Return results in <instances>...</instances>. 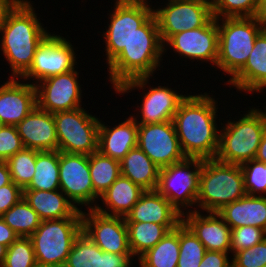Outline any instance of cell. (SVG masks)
I'll list each match as a JSON object with an SVG mask.
<instances>
[{"mask_svg": "<svg viewBox=\"0 0 266 267\" xmlns=\"http://www.w3.org/2000/svg\"><path fill=\"white\" fill-rule=\"evenodd\" d=\"M266 89V87H263V88H261L259 91H258V93H261V92H263V89ZM265 108H264V112H263V110H261V109H259L260 111H261V113L263 114V116H264V119H265V121H266V106H264Z\"/></svg>", "mask_w": 266, "mask_h": 267, "instance_id": "db71d44e", "label": "cell"}, {"mask_svg": "<svg viewBox=\"0 0 266 267\" xmlns=\"http://www.w3.org/2000/svg\"><path fill=\"white\" fill-rule=\"evenodd\" d=\"M31 2L16 0L0 27L1 51L11 67V78L21 79L29 70L38 45L50 33L39 22Z\"/></svg>", "mask_w": 266, "mask_h": 267, "instance_id": "3957f363", "label": "cell"}, {"mask_svg": "<svg viewBox=\"0 0 266 267\" xmlns=\"http://www.w3.org/2000/svg\"><path fill=\"white\" fill-rule=\"evenodd\" d=\"M72 43L66 38L49 33L38 45L29 70L21 77L24 81L36 80L32 84L51 76L74 70L77 65Z\"/></svg>", "mask_w": 266, "mask_h": 267, "instance_id": "8fae6325", "label": "cell"}, {"mask_svg": "<svg viewBox=\"0 0 266 267\" xmlns=\"http://www.w3.org/2000/svg\"><path fill=\"white\" fill-rule=\"evenodd\" d=\"M257 17L266 25V0H259Z\"/></svg>", "mask_w": 266, "mask_h": 267, "instance_id": "f907efd6", "label": "cell"}, {"mask_svg": "<svg viewBox=\"0 0 266 267\" xmlns=\"http://www.w3.org/2000/svg\"><path fill=\"white\" fill-rule=\"evenodd\" d=\"M199 267H232V260L226 252L206 251Z\"/></svg>", "mask_w": 266, "mask_h": 267, "instance_id": "f6af8a7d", "label": "cell"}, {"mask_svg": "<svg viewBox=\"0 0 266 267\" xmlns=\"http://www.w3.org/2000/svg\"><path fill=\"white\" fill-rule=\"evenodd\" d=\"M145 190L129 178L120 175L116 181L99 197L104 206L98 203L97 212L108 216L125 217L138 202Z\"/></svg>", "mask_w": 266, "mask_h": 267, "instance_id": "4316f807", "label": "cell"}, {"mask_svg": "<svg viewBox=\"0 0 266 267\" xmlns=\"http://www.w3.org/2000/svg\"><path fill=\"white\" fill-rule=\"evenodd\" d=\"M129 247L138 258L154 247L170 230L178 225H161L149 222H126Z\"/></svg>", "mask_w": 266, "mask_h": 267, "instance_id": "f1b7e54d", "label": "cell"}, {"mask_svg": "<svg viewBox=\"0 0 266 267\" xmlns=\"http://www.w3.org/2000/svg\"><path fill=\"white\" fill-rule=\"evenodd\" d=\"M232 267H262L266 265V238L258 244L232 256Z\"/></svg>", "mask_w": 266, "mask_h": 267, "instance_id": "60d3db41", "label": "cell"}, {"mask_svg": "<svg viewBox=\"0 0 266 267\" xmlns=\"http://www.w3.org/2000/svg\"><path fill=\"white\" fill-rule=\"evenodd\" d=\"M60 189L59 151H37L35 172L23 190L53 191Z\"/></svg>", "mask_w": 266, "mask_h": 267, "instance_id": "4dcf8cb0", "label": "cell"}, {"mask_svg": "<svg viewBox=\"0 0 266 267\" xmlns=\"http://www.w3.org/2000/svg\"><path fill=\"white\" fill-rule=\"evenodd\" d=\"M164 53L167 47L178 56H184L190 60L206 61L216 65L218 59V23L212 17L204 26L173 35L164 45ZM166 46V47H165ZM166 48V49H165Z\"/></svg>", "mask_w": 266, "mask_h": 267, "instance_id": "e0dca14e", "label": "cell"}, {"mask_svg": "<svg viewBox=\"0 0 266 267\" xmlns=\"http://www.w3.org/2000/svg\"><path fill=\"white\" fill-rule=\"evenodd\" d=\"M16 0H0V27L2 25L5 13Z\"/></svg>", "mask_w": 266, "mask_h": 267, "instance_id": "681fc988", "label": "cell"}, {"mask_svg": "<svg viewBox=\"0 0 266 267\" xmlns=\"http://www.w3.org/2000/svg\"><path fill=\"white\" fill-rule=\"evenodd\" d=\"M246 114L237 121L221 123L218 161L242 165L254 160L266 131V121L259 108H249ZM243 116V117H242ZM223 128V129H222Z\"/></svg>", "mask_w": 266, "mask_h": 267, "instance_id": "8992f818", "label": "cell"}, {"mask_svg": "<svg viewBox=\"0 0 266 267\" xmlns=\"http://www.w3.org/2000/svg\"><path fill=\"white\" fill-rule=\"evenodd\" d=\"M125 221L179 225L182 214L157 190H145Z\"/></svg>", "mask_w": 266, "mask_h": 267, "instance_id": "7402d4cb", "label": "cell"}, {"mask_svg": "<svg viewBox=\"0 0 266 267\" xmlns=\"http://www.w3.org/2000/svg\"><path fill=\"white\" fill-rule=\"evenodd\" d=\"M51 76L37 84V106L49 113L74 110L82 106V90L78 81V71Z\"/></svg>", "mask_w": 266, "mask_h": 267, "instance_id": "9a60e30c", "label": "cell"}, {"mask_svg": "<svg viewBox=\"0 0 266 267\" xmlns=\"http://www.w3.org/2000/svg\"><path fill=\"white\" fill-rule=\"evenodd\" d=\"M89 168L94 189V206L99 197L121 175L120 161L102 155L99 151L89 155Z\"/></svg>", "mask_w": 266, "mask_h": 267, "instance_id": "1f68e13d", "label": "cell"}, {"mask_svg": "<svg viewBox=\"0 0 266 267\" xmlns=\"http://www.w3.org/2000/svg\"><path fill=\"white\" fill-rule=\"evenodd\" d=\"M217 23L216 67L232 79L246 64L258 34L266 25L257 16L221 18L217 19Z\"/></svg>", "mask_w": 266, "mask_h": 267, "instance_id": "5b68a950", "label": "cell"}, {"mask_svg": "<svg viewBox=\"0 0 266 267\" xmlns=\"http://www.w3.org/2000/svg\"><path fill=\"white\" fill-rule=\"evenodd\" d=\"M25 148L37 151L58 150V140L53 114L35 108L16 125Z\"/></svg>", "mask_w": 266, "mask_h": 267, "instance_id": "ffe728a7", "label": "cell"}, {"mask_svg": "<svg viewBox=\"0 0 266 267\" xmlns=\"http://www.w3.org/2000/svg\"><path fill=\"white\" fill-rule=\"evenodd\" d=\"M137 146L160 169L186 158L172 121L138 125Z\"/></svg>", "mask_w": 266, "mask_h": 267, "instance_id": "5bb4252c", "label": "cell"}, {"mask_svg": "<svg viewBox=\"0 0 266 267\" xmlns=\"http://www.w3.org/2000/svg\"><path fill=\"white\" fill-rule=\"evenodd\" d=\"M134 117L131 114L112 128L100 120L98 151L102 155L121 161L131 149L137 147L138 124Z\"/></svg>", "mask_w": 266, "mask_h": 267, "instance_id": "603a6c76", "label": "cell"}, {"mask_svg": "<svg viewBox=\"0 0 266 267\" xmlns=\"http://www.w3.org/2000/svg\"><path fill=\"white\" fill-rule=\"evenodd\" d=\"M240 165L214 159L203 160L196 206L202 211L218 212L225 205L246 195Z\"/></svg>", "mask_w": 266, "mask_h": 267, "instance_id": "277c9868", "label": "cell"}, {"mask_svg": "<svg viewBox=\"0 0 266 267\" xmlns=\"http://www.w3.org/2000/svg\"><path fill=\"white\" fill-rule=\"evenodd\" d=\"M7 247L3 244H0V267L2 266L4 259L6 257Z\"/></svg>", "mask_w": 266, "mask_h": 267, "instance_id": "816d5d0a", "label": "cell"}, {"mask_svg": "<svg viewBox=\"0 0 266 267\" xmlns=\"http://www.w3.org/2000/svg\"><path fill=\"white\" fill-rule=\"evenodd\" d=\"M164 46L159 27L153 14L142 26L136 29L130 42L109 63V81L115 93L127 94L136 88L148 87L149 78L161 65ZM148 83V84H147Z\"/></svg>", "mask_w": 266, "mask_h": 267, "instance_id": "6da1fadb", "label": "cell"}, {"mask_svg": "<svg viewBox=\"0 0 266 267\" xmlns=\"http://www.w3.org/2000/svg\"><path fill=\"white\" fill-rule=\"evenodd\" d=\"M209 94H187L172 119L181 149L188 158L214 159L218 153V101Z\"/></svg>", "mask_w": 266, "mask_h": 267, "instance_id": "7a4b0ae2", "label": "cell"}, {"mask_svg": "<svg viewBox=\"0 0 266 267\" xmlns=\"http://www.w3.org/2000/svg\"><path fill=\"white\" fill-rule=\"evenodd\" d=\"M24 148L16 126L0 125V161L8 160Z\"/></svg>", "mask_w": 266, "mask_h": 267, "instance_id": "b9f144b4", "label": "cell"}, {"mask_svg": "<svg viewBox=\"0 0 266 267\" xmlns=\"http://www.w3.org/2000/svg\"><path fill=\"white\" fill-rule=\"evenodd\" d=\"M255 160L266 163V131L262 136L261 143L259 144Z\"/></svg>", "mask_w": 266, "mask_h": 267, "instance_id": "c3c4849f", "label": "cell"}, {"mask_svg": "<svg viewBox=\"0 0 266 267\" xmlns=\"http://www.w3.org/2000/svg\"><path fill=\"white\" fill-rule=\"evenodd\" d=\"M82 232V218L41 221L30 236L38 267H63Z\"/></svg>", "mask_w": 266, "mask_h": 267, "instance_id": "52a82bcc", "label": "cell"}, {"mask_svg": "<svg viewBox=\"0 0 266 267\" xmlns=\"http://www.w3.org/2000/svg\"><path fill=\"white\" fill-rule=\"evenodd\" d=\"M195 1L204 3V4L208 5L210 8H213L215 3L217 2V0H195Z\"/></svg>", "mask_w": 266, "mask_h": 267, "instance_id": "f5cc1de1", "label": "cell"}, {"mask_svg": "<svg viewBox=\"0 0 266 267\" xmlns=\"http://www.w3.org/2000/svg\"><path fill=\"white\" fill-rule=\"evenodd\" d=\"M23 198L37 212L41 221L82 218V208H76L60 189L23 190Z\"/></svg>", "mask_w": 266, "mask_h": 267, "instance_id": "d4e9b609", "label": "cell"}, {"mask_svg": "<svg viewBox=\"0 0 266 267\" xmlns=\"http://www.w3.org/2000/svg\"><path fill=\"white\" fill-rule=\"evenodd\" d=\"M102 250L82 231L63 267H100Z\"/></svg>", "mask_w": 266, "mask_h": 267, "instance_id": "836d02e7", "label": "cell"}, {"mask_svg": "<svg viewBox=\"0 0 266 267\" xmlns=\"http://www.w3.org/2000/svg\"><path fill=\"white\" fill-rule=\"evenodd\" d=\"M202 164L203 159L186 157L159 170L156 190L181 214L196 206Z\"/></svg>", "mask_w": 266, "mask_h": 267, "instance_id": "9c48e42d", "label": "cell"}, {"mask_svg": "<svg viewBox=\"0 0 266 267\" xmlns=\"http://www.w3.org/2000/svg\"><path fill=\"white\" fill-rule=\"evenodd\" d=\"M266 238V231L254 226L231 229V254L250 248Z\"/></svg>", "mask_w": 266, "mask_h": 267, "instance_id": "ab89813d", "label": "cell"}, {"mask_svg": "<svg viewBox=\"0 0 266 267\" xmlns=\"http://www.w3.org/2000/svg\"><path fill=\"white\" fill-rule=\"evenodd\" d=\"M241 166L245 190L248 195L266 196V168L265 163L254 160ZM263 193V194H262Z\"/></svg>", "mask_w": 266, "mask_h": 267, "instance_id": "f35d334b", "label": "cell"}, {"mask_svg": "<svg viewBox=\"0 0 266 267\" xmlns=\"http://www.w3.org/2000/svg\"><path fill=\"white\" fill-rule=\"evenodd\" d=\"M88 212V213H87ZM82 211V231L104 252L132 254L125 217Z\"/></svg>", "mask_w": 266, "mask_h": 267, "instance_id": "2e32d148", "label": "cell"}, {"mask_svg": "<svg viewBox=\"0 0 266 267\" xmlns=\"http://www.w3.org/2000/svg\"><path fill=\"white\" fill-rule=\"evenodd\" d=\"M37 150L24 148L6 160L11 180L22 189L33 179L35 172Z\"/></svg>", "mask_w": 266, "mask_h": 267, "instance_id": "d590c367", "label": "cell"}, {"mask_svg": "<svg viewBox=\"0 0 266 267\" xmlns=\"http://www.w3.org/2000/svg\"><path fill=\"white\" fill-rule=\"evenodd\" d=\"M172 89L168 86L158 85L157 87L151 86L148 91L146 90L141 100L140 109H138L141 115L134 118L138 125L172 121L181 102L187 97V95Z\"/></svg>", "mask_w": 266, "mask_h": 267, "instance_id": "44dd1931", "label": "cell"}, {"mask_svg": "<svg viewBox=\"0 0 266 267\" xmlns=\"http://www.w3.org/2000/svg\"><path fill=\"white\" fill-rule=\"evenodd\" d=\"M163 45L175 34L204 26L212 8L195 0H168L165 7L153 9Z\"/></svg>", "mask_w": 266, "mask_h": 267, "instance_id": "7c38bea8", "label": "cell"}, {"mask_svg": "<svg viewBox=\"0 0 266 267\" xmlns=\"http://www.w3.org/2000/svg\"><path fill=\"white\" fill-rule=\"evenodd\" d=\"M121 175L144 190H156L160 168L137 146L120 161Z\"/></svg>", "mask_w": 266, "mask_h": 267, "instance_id": "83f0119b", "label": "cell"}, {"mask_svg": "<svg viewBox=\"0 0 266 267\" xmlns=\"http://www.w3.org/2000/svg\"><path fill=\"white\" fill-rule=\"evenodd\" d=\"M18 237L17 233L0 217V244H3L8 248Z\"/></svg>", "mask_w": 266, "mask_h": 267, "instance_id": "bcb514c9", "label": "cell"}, {"mask_svg": "<svg viewBox=\"0 0 266 267\" xmlns=\"http://www.w3.org/2000/svg\"><path fill=\"white\" fill-rule=\"evenodd\" d=\"M132 254H114L102 250L100 267H131Z\"/></svg>", "mask_w": 266, "mask_h": 267, "instance_id": "ee69618b", "label": "cell"}, {"mask_svg": "<svg viewBox=\"0 0 266 267\" xmlns=\"http://www.w3.org/2000/svg\"><path fill=\"white\" fill-rule=\"evenodd\" d=\"M1 267H38L30 237H18L7 248Z\"/></svg>", "mask_w": 266, "mask_h": 267, "instance_id": "8d00e7d4", "label": "cell"}, {"mask_svg": "<svg viewBox=\"0 0 266 267\" xmlns=\"http://www.w3.org/2000/svg\"><path fill=\"white\" fill-rule=\"evenodd\" d=\"M58 151L90 155L98 151L100 119L83 107L53 113Z\"/></svg>", "mask_w": 266, "mask_h": 267, "instance_id": "ba28073f", "label": "cell"}, {"mask_svg": "<svg viewBox=\"0 0 266 267\" xmlns=\"http://www.w3.org/2000/svg\"><path fill=\"white\" fill-rule=\"evenodd\" d=\"M258 9L259 0H217L212 14L216 19L256 17Z\"/></svg>", "mask_w": 266, "mask_h": 267, "instance_id": "74e56055", "label": "cell"}, {"mask_svg": "<svg viewBox=\"0 0 266 267\" xmlns=\"http://www.w3.org/2000/svg\"><path fill=\"white\" fill-rule=\"evenodd\" d=\"M187 211L182 214V222L195 234L207 251L231 252V228L217 212L202 215L201 210Z\"/></svg>", "mask_w": 266, "mask_h": 267, "instance_id": "ac0fdd59", "label": "cell"}, {"mask_svg": "<svg viewBox=\"0 0 266 267\" xmlns=\"http://www.w3.org/2000/svg\"><path fill=\"white\" fill-rule=\"evenodd\" d=\"M179 246L177 267H199L207 250L183 222L179 224Z\"/></svg>", "mask_w": 266, "mask_h": 267, "instance_id": "e575fe53", "label": "cell"}, {"mask_svg": "<svg viewBox=\"0 0 266 267\" xmlns=\"http://www.w3.org/2000/svg\"><path fill=\"white\" fill-rule=\"evenodd\" d=\"M11 78L0 86V125L16 126L37 105L36 87Z\"/></svg>", "mask_w": 266, "mask_h": 267, "instance_id": "d6986e66", "label": "cell"}, {"mask_svg": "<svg viewBox=\"0 0 266 267\" xmlns=\"http://www.w3.org/2000/svg\"><path fill=\"white\" fill-rule=\"evenodd\" d=\"M179 225L170 230L154 247L138 258L140 267H177L179 259Z\"/></svg>", "mask_w": 266, "mask_h": 267, "instance_id": "f546056e", "label": "cell"}, {"mask_svg": "<svg viewBox=\"0 0 266 267\" xmlns=\"http://www.w3.org/2000/svg\"><path fill=\"white\" fill-rule=\"evenodd\" d=\"M23 198V189L13 181L0 187V217Z\"/></svg>", "mask_w": 266, "mask_h": 267, "instance_id": "7bdbcfd3", "label": "cell"}, {"mask_svg": "<svg viewBox=\"0 0 266 267\" xmlns=\"http://www.w3.org/2000/svg\"><path fill=\"white\" fill-rule=\"evenodd\" d=\"M115 1L114 10L109 14L108 30L102 34L106 47V64L128 45L136 29L153 15L154 9L148 0Z\"/></svg>", "mask_w": 266, "mask_h": 267, "instance_id": "30bf717a", "label": "cell"}, {"mask_svg": "<svg viewBox=\"0 0 266 267\" xmlns=\"http://www.w3.org/2000/svg\"><path fill=\"white\" fill-rule=\"evenodd\" d=\"M1 218L19 237H30L40 226L37 212L21 198Z\"/></svg>", "mask_w": 266, "mask_h": 267, "instance_id": "d6a6232c", "label": "cell"}, {"mask_svg": "<svg viewBox=\"0 0 266 267\" xmlns=\"http://www.w3.org/2000/svg\"><path fill=\"white\" fill-rule=\"evenodd\" d=\"M231 229L254 226L266 231V196L246 194L217 212Z\"/></svg>", "mask_w": 266, "mask_h": 267, "instance_id": "484cf974", "label": "cell"}, {"mask_svg": "<svg viewBox=\"0 0 266 267\" xmlns=\"http://www.w3.org/2000/svg\"><path fill=\"white\" fill-rule=\"evenodd\" d=\"M60 190L78 208L93 209L94 189L89 168V155L59 151ZM78 205V206H77Z\"/></svg>", "mask_w": 266, "mask_h": 267, "instance_id": "4fadbf2b", "label": "cell"}, {"mask_svg": "<svg viewBox=\"0 0 266 267\" xmlns=\"http://www.w3.org/2000/svg\"><path fill=\"white\" fill-rule=\"evenodd\" d=\"M227 82L246 94L266 87V27L258 34L244 67Z\"/></svg>", "mask_w": 266, "mask_h": 267, "instance_id": "cb8c5ba5", "label": "cell"}, {"mask_svg": "<svg viewBox=\"0 0 266 267\" xmlns=\"http://www.w3.org/2000/svg\"><path fill=\"white\" fill-rule=\"evenodd\" d=\"M12 182L9 167L6 161H0V187Z\"/></svg>", "mask_w": 266, "mask_h": 267, "instance_id": "7dc6e473", "label": "cell"}]
</instances>
